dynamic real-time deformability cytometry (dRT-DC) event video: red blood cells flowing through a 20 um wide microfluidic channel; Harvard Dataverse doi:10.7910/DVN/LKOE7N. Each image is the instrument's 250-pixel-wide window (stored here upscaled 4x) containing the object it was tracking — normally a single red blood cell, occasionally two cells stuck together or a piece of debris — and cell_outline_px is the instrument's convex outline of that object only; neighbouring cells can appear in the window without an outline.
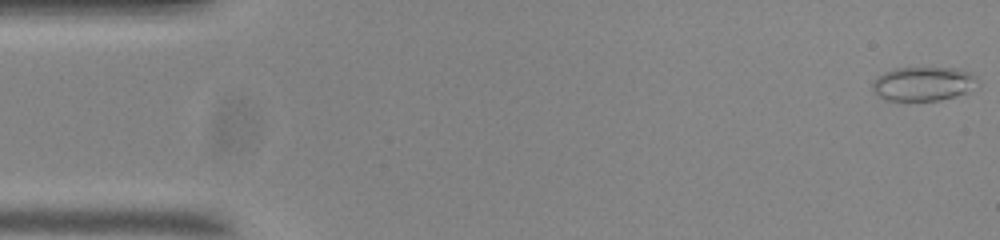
{"species": "common noctule bat (a hibernating species)", "species_latin": "Nyctalus noctula", "temperature_condition": "room temperature", "stored_images_in_passage": 55, "camera_frame_rate_fps": 3000, "um_per_image_px": 0.085, "animal": {"sex": "male", "body_mass_g": 20.0, "forearm_length_mm": 53.3}, "frame": {"image": 1, "passage_image": 1, "time_ms": 0.0, "image_size_px": [1000, 240], "cell_outline_px": [[976, 76], [964, 92], [940, 100], [884, 100], [872, 88], [872, 80], [884, 72], [896, 68], [956, 68], [968, 72]], "centroid_in_image_um": [78.34, 7.11], "position_along_channel_um": 6.7, "area_um2": 20.06}}
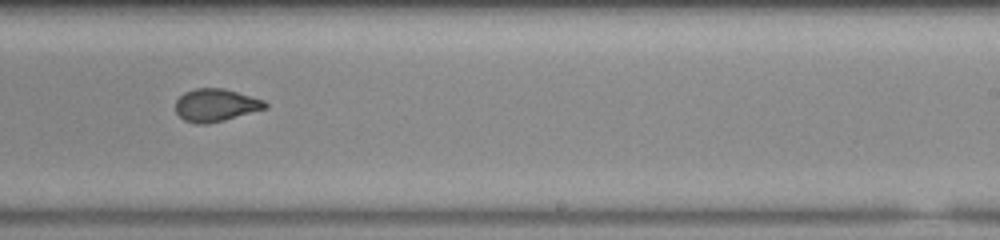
{"frame": {"image": 2, "passage_image": 33, "time_ms": 10.667, "image_size_px": [1000, 240], "cell_outline_px": [[268, 108], [224, 120], [204, 124], [196, 124], [184, 120], [176, 112], [176, 100], [184, 92], [196, 88], [224, 88], [264, 100], [268, 104]], "centroid_in_image_um": [18.35, 8.93], "position_along_channel_um": 270.7, "area_um2": 17.05}}
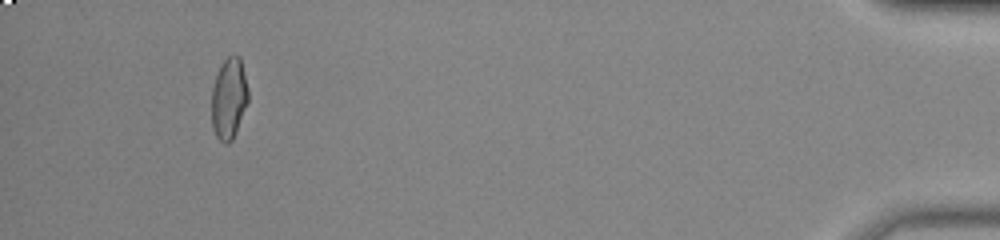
{"frame": {"image": 3, "passage_image": 51, "time_ms": 16.667, "image_size_px": [1000, 240], "cell_outline_px": [[248, 100], [236, 132], [232, 140], [228, 144], [224, 144], [216, 136], [212, 128], [212, 88], [220, 64], [228, 56], [240, 56], [248, 88]], "centroid_in_image_um": [19.45, 8.38], "position_along_channel_um": 415.7, "area_um2": 17.28}, "authors_computed_cell_mechanics": {"area_um2": 17.5134, "velocity_mm_per_s": 3.7075, "shape_relaxation_time_tau1_ms": null, "shape_relaxation_time_tau2_ms": 1.332, "deformation_change_tau1": null, "deformation_change_tau2": 0.0632}}